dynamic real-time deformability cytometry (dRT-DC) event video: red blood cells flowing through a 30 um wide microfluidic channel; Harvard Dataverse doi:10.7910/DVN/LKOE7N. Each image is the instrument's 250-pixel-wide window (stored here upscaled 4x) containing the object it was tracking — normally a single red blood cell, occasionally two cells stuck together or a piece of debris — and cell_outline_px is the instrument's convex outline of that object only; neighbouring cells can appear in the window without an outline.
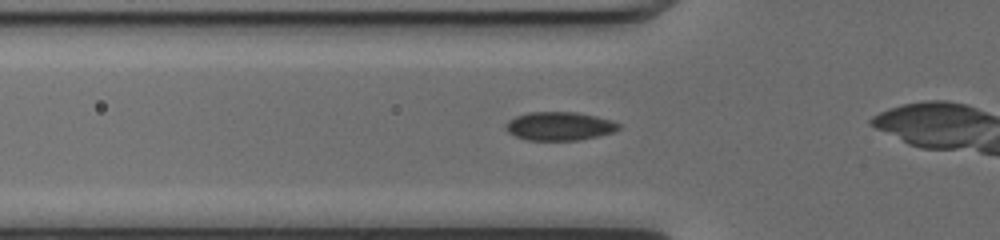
{"species": "common noctule bat (a hibernating species)", "species_latin": "Nyctalus noctula", "temperature_condition": "cold", "stored_images_in_passage": 30, "camera_frame_rate_fps": 3000, "um_per_image_px": 0.085, "animal": {"sex": "female", "body_mass_g": 17.0, "forearm_length_mm": 48.0}, "frame": {"image": 1, "passage_image": 7, "time_ms": 2.0, "image_size_px": [1000, 240], "cell_outline_px": [[620, 128], [612, 132], [580, 140], [528, 140], [516, 136], [508, 132], [504, 128], [504, 124], [508, 120], [516, 116], [528, 112], [576, 112], [596, 116], [612, 120], [620, 124]], "centroid_in_image_um": [47.52, 10.71], "position_along_channel_um": 78.3, "area_um2": 18.79}}
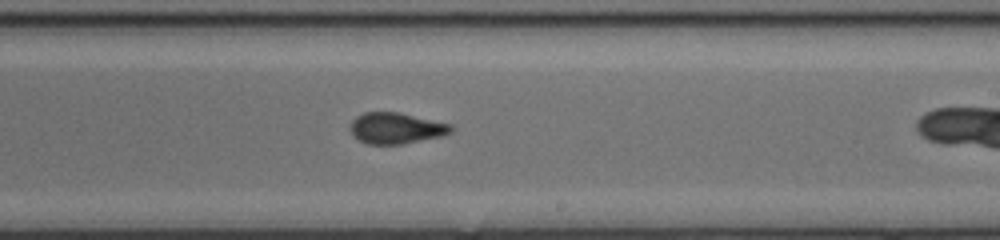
{"frame": {"image": 2, "passage_image": 20, "time_ms": 6.333, "image_size_px": [1000, 240], "cell_outline_px": [[456, 128], [452, 132], [440, 136], [400, 144], [368, 144], [360, 140], [348, 128], [352, 120], [356, 116], [364, 112], [400, 112], [452, 124]], "centroid_in_image_um": [33.69, 10.87], "position_along_channel_um": 255.3, "area_um2": 18.26}}
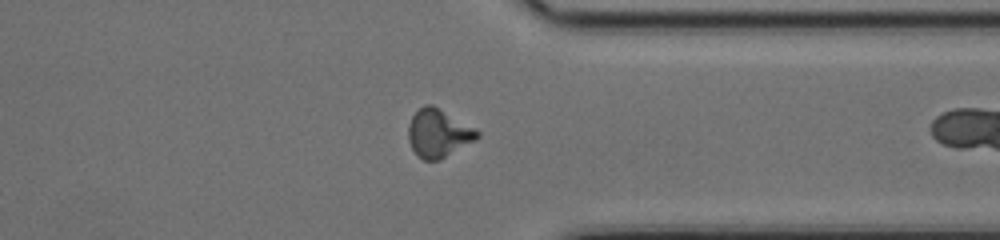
{"frame": {"image": 3, "passage_image": 29, "time_ms": 9.333, "image_size_px": [1000, 240], "cell_outline_px": [[480, 136], [476, 140], [440, 160], [424, 160], [416, 156], [408, 140], [408, 124], [412, 116], [424, 104], [432, 104], [476, 128], [480, 132]], "centroid_in_image_um": [37.26, 11.33], "position_along_channel_um": 374.1, "area_um2": 19.54}}